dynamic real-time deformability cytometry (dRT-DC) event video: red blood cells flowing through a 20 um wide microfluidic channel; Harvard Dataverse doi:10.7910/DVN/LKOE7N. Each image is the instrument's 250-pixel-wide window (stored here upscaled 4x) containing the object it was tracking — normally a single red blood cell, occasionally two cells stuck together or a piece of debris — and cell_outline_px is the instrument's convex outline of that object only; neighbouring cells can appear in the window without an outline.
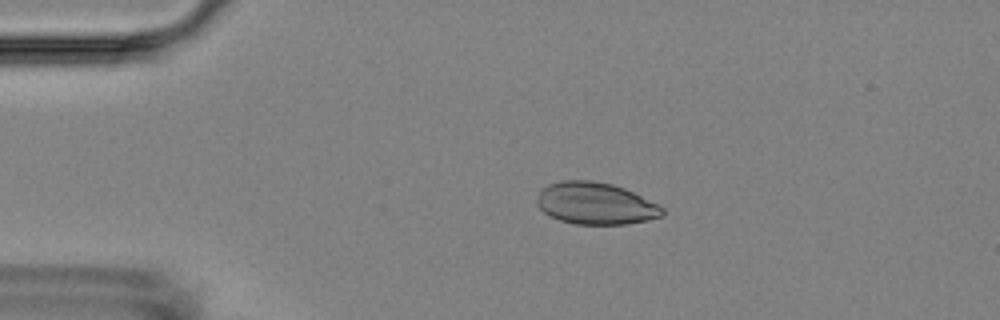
{"species": "Egyptian fruit bat (a non-hibernating species)", "species_latin": "Rousettus aegyptiacus", "temperature_condition": "room temperature", "stored_images_in_passage": 4, "camera_frame_rate_fps": 3000, "um_per_image_px": 0.085, "animal": {"sex": "female"}, "frame": {"image": 1, "passage_image": 2, "time_ms": 2.667, "image_size_px": [1000, 320], "cell_outline_px": [[664, 216], [648, 220], [624, 224], [576, 224], [560, 220], [544, 212], [536, 204], [536, 200], [540, 188], [548, 184], [560, 180], [592, 180], [612, 184], [624, 188], [660, 204], [664, 208]], "centroid_in_image_um": [50.63, 17.28], "position_along_channel_um": 34.4, "area_um2": 30.92}}
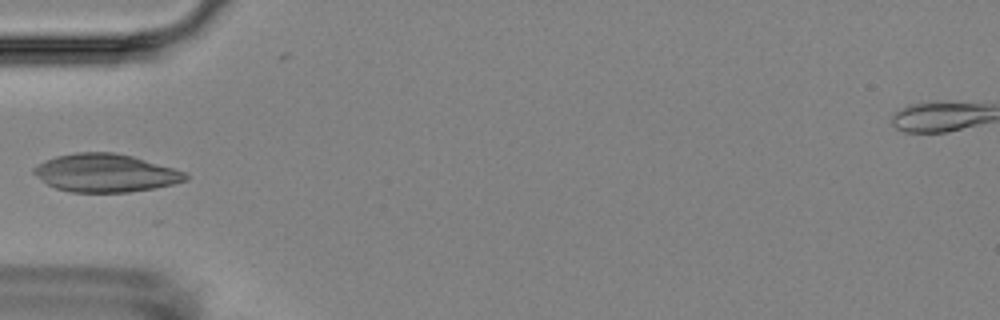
{"frame": {"image": 2, "passage_image": 4, "time_ms": 5.0, "image_size_px": [1000, 320], "cell_outline_px": [[188, 180], [156, 188], [128, 192], [72, 192], [56, 188], [48, 184], [32, 172], [32, 168], [56, 156], [76, 152], [112, 152], [132, 156], [172, 168], [184, 172], [188, 176]], "centroid_in_image_um": [8.97, 14.7], "position_along_channel_um": 76.0, "area_um2": 33.23}}